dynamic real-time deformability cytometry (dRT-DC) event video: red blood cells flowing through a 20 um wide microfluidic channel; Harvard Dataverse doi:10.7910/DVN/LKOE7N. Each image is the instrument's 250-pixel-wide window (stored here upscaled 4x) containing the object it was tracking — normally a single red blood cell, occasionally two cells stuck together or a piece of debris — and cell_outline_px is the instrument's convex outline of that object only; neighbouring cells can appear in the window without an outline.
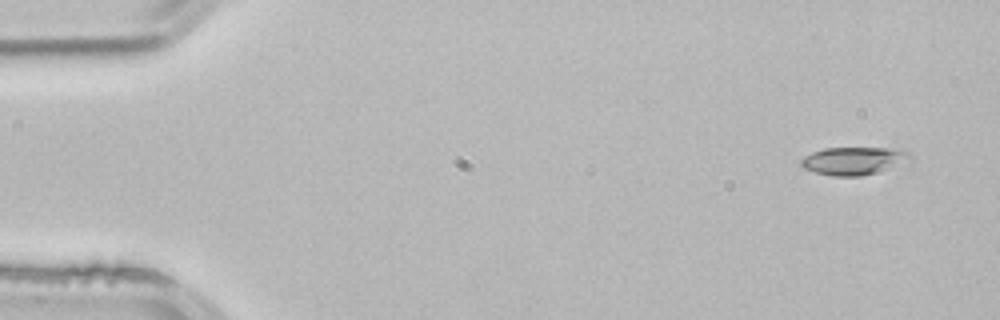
{"species": "common noctule bat (a hibernating species)", "species_latin": "Nyctalus noctula", "temperature_condition": "room temperature", "stored_images_in_passage": 3, "camera_frame_rate_fps": 3000, "um_per_image_px": 0.085, "animal": {"sex": "male", "body_mass_g": 21.5, "forearm_length_mm": 52.0}, "frame": {"image": 1, "passage_image": 1, "time_ms": 0.0, "image_size_px": [1000, 320], "cell_outline_px": [[916, 156], [912, 160], [876, 172], [860, 176], [832, 176], [816, 172], [804, 168], [800, 164], [800, 160], [804, 156], [812, 152], [824, 148], [904, 148]], "centroid_in_image_um": [72.63, 13.65], "position_along_channel_um": 12.4, "area_um2": 17.92}}